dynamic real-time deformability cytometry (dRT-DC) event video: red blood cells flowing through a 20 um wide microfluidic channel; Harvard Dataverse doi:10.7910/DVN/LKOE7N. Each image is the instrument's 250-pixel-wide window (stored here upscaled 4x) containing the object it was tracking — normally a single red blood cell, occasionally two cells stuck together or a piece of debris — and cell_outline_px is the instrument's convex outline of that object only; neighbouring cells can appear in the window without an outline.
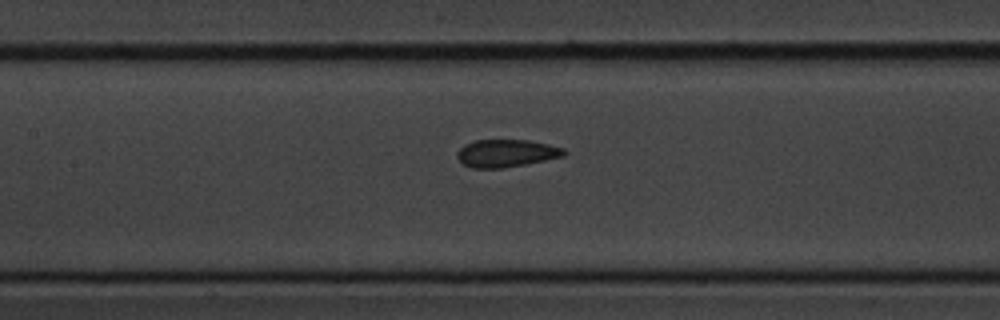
{"species": "common noctule bat (a hibernating species)", "species_latin": "Nyctalus noctula", "temperature_condition": "cold", "stored_images_in_passage": 8, "camera_frame_rate_fps": 3000, "um_per_image_px": 0.085, "animal": {"sex": "male", "body_mass_g": 20.1, "forearm_length_mm": 53.5}, "frame": {"image": 1, "passage_image": 7, "time_ms": 7.667, "image_size_px": [1000, 320], "cell_outline_px": [[568, 152], [564, 156], [524, 164], [500, 168], [472, 168], [464, 164], [456, 156], [456, 152], [464, 144], [476, 140], [528, 140], [548, 144], [564, 148]], "centroid_in_image_um": [43.03, 13.02], "position_along_channel_um": 164.4, "area_um2": 17.11}}
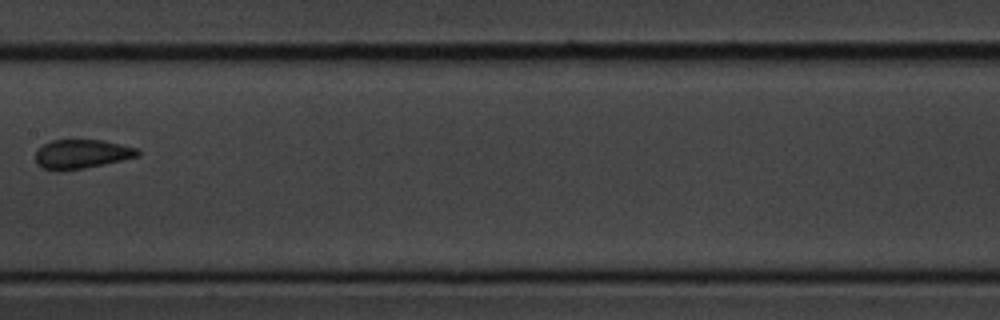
{"frame": {"image": 2, "passage_image": 8, "time_ms": 8.667, "image_size_px": [1000, 320], "cell_outline_px": [[140, 156], [104, 164], [84, 168], [56, 172], [44, 168], [36, 164], [36, 152], [44, 144], [52, 140], [104, 140], [140, 148]], "centroid_in_image_um": [6.98, 13.1], "position_along_channel_um": 200.4, "area_um2": 17.51}}